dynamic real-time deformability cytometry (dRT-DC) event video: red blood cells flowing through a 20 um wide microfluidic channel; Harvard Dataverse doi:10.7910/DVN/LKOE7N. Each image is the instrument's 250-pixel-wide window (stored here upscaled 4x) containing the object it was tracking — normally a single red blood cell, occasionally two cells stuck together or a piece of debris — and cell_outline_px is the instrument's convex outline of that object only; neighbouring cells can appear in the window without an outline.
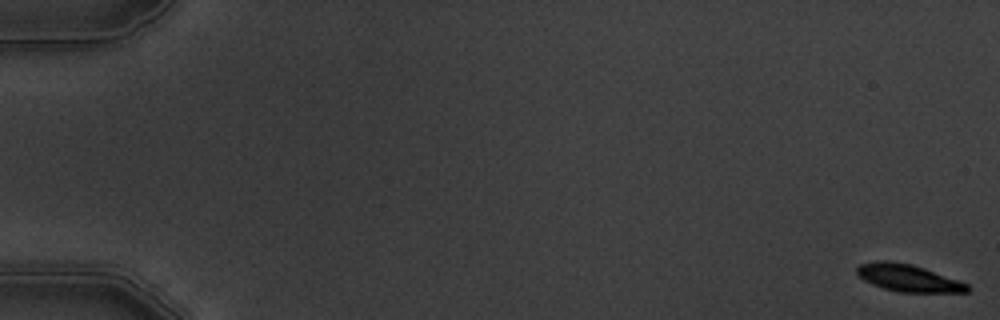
{"species": "common noctule bat (a hibernating species)", "species_latin": "Nyctalus noctula", "temperature_condition": "warm", "stored_images_in_passage": 5, "camera_frame_rate_fps": 3000, "um_per_image_px": 0.085, "animal": {"sex": "male", "body_mass_g": 19.5, "forearm_length_mm": 54.6}, "frame": {"image": 1, "passage_image": 1, "time_ms": 0.0, "image_size_px": [1000, 320], "cell_outline_px": [[968, 292], [900, 292], [884, 288], [872, 284], [864, 280], [856, 272], [856, 268], [860, 264], [872, 260], [888, 260], [912, 264], [924, 268], [968, 284]], "centroid_in_image_um": [77.14, 23.61], "position_along_channel_um": 7.9, "area_um2": 17.34}}